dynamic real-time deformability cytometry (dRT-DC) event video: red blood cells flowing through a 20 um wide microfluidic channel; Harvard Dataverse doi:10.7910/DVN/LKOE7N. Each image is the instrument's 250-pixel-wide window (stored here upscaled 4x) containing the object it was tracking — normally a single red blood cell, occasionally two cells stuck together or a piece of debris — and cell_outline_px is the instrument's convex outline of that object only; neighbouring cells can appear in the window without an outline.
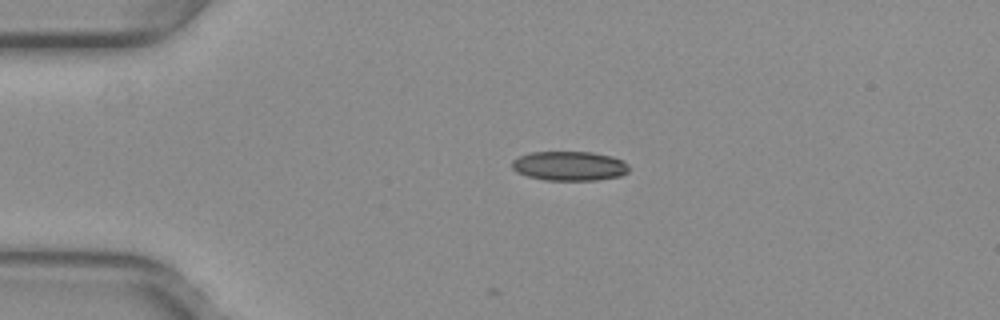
{"species": "common noctule bat (a hibernating species)", "species_latin": "Nyctalus noctula", "temperature_condition": "warm", "stored_images_in_passage": 32, "camera_frame_rate_fps": 3000, "um_per_image_px": 0.085, "animal": {"sex": "female", "body_mass_g": 29.2, "forearm_length_mm": 56.3}, "frame": {"image": 1, "passage_image": 1, "time_ms": 0.0, "image_size_px": [1000, 320], "cell_outline_px": [[628, 172], [620, 176], [596, 180], [544, 180], [528, 176], [516, 172], [512, 168], [512, 160], [520, 156], [532, 152], [592, 152], [612, 156], [628, 164]], "centroid_in_image_um": [48.39, 14.11], "position_along_channel_um": 36.6, "area_um2": 20.0}}
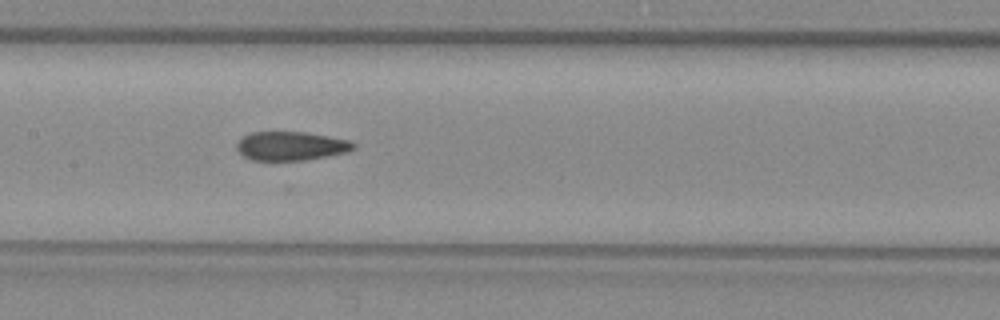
{"frame": {"image": 2, "passage_image": 15, "time_ms": 4.667, "image_size_px": [1000, 320], "cell_outline_px": [[356, 148], [348, 152], [304, 160], [252, 160], [244, 156], [236, 148], [236, 144], [244, 136], [252, 132], [304, 132], [352, 140], [356, 144]], "centroid_in_image_um": [24.78, 12.4], "position_along_channel_um": 182.6, "area_um2": 19.59}}
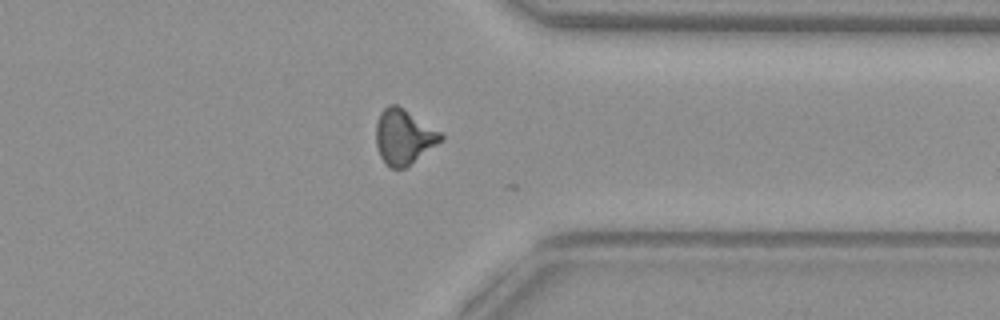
{"frame": {"image": 3, "passage_image": 30, "time_ms": 9.667, "image_size_px": [1000, 320], "cell_outline_px": [[444, 140], [404, 168], [392, 168], [384, 164], [380, 156], [376, 144], [376, 124], [380, 112], [388, 104], [396, 104], [440, 132], [444, 136]], "centroid_in_image_um": [34.3, 11.64], "position_along_channel_um": 377.1, "area_um2": 20.58}}